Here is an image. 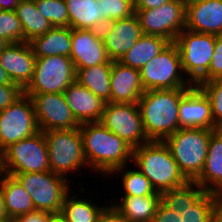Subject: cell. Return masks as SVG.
Instances as JSON below:
<instances>
[{
	"instance_id": "cell-1",
	"label": "cell",
	"mask_w": 222,
	"mask_h": 222,
	"mask_svg": "<svg viewBox=\"0 0 222 222\" xmlns=\"http://www.w3.org/2000/svg\"><path fill=\"white\" fill-rule=\"evenodd\" d=\"M80 132L89 168L110 175L132 160L133 148L99 121L80 124Z\"/></svg>"
},
{
	"instance_id": "cell-2",
	"label": "cell",
	"mask_w": 222,
	"mask_h": 222,
	"mask_svg": "<svg viewBox=\"0 0 222 222\" xmlns=\"http://www.w3.org/2000/svg\"><path fill=\"white\" fill-rule=\"evenodd\" d=\"M190 88L144 91L137 102L149 141H164L180 129L179 101Z\"/></svg>"
},
{
	"instance_id": "cell-3",
	"label": "cell",
	"mask_w": 222,
	"mask_h": 222,
	"mask_svg": "<svg viewBox=\"0 0 222 222\" xmlns=\"http://www.w3.org/2000/svg\"><path fill=\"white\" fill-rule=\"evenodd\" d=\"M131 161L157 192L163 193L188 182L163 141H148L134 148Z\"/></svg>"
},
{
	"instance_id": "cell-4",
	"label": "cell",
	"mask_w": 222,
	"mask_h": 222,
	"mask_svg": "<svg viewBox=\"0 0 222 222\" xmlns=\"http://www.w3.org/2000/svg\"><path fill=\"white\" fill-rule=\"evenodd\" d=\"M214 130L180 128L163 141L188 181H195L203 171L209 139Z\"/></svg>"
},
{
	"instance_id": "cell-5",
	"label": "cell",
	"mask_w": 222,
	"mask_h": 222,
	"mask_svg": "<svg viewBox=\"0 0 222 222\" xmlns=\"http://www.w3.org/2000/svg\"><path fill=\"white\" fill-rule=\"evenodd\" d=\"M221 201V195L206 192L195 181L162 193V202L181 215V222H211L213 211Z\"/></svg>"
},
{
	"instance_id": "cell-6",
	"label": "cell",
	"mask_w": 222,
	"mask_h": 222,
	"mask_svg": "<svg viewBox=\"0 0 222 222\" xmlns=\"http://www.w3.org/2000/svg\"><path fill=\"white\" fill-rule=\"evenodd\" d=\"M0 171L11 176L17 173L50 171L43 131L5 148L0 153Z\"/></svg>"
},
{
	"instance_id": "cell-7",
	"label": "cell",
	"mask_w": 222,
	"mask_h": 222,
	"mask_svg": "<svg viewBox=\"0 0 222 222\" xmlns=\"http://www.w3.org/2000/svg\"><path fill=\"white\" fill-rule=\"evenodd\" d=\"M43 134L50 170L53 173L68 179V172L88 166L83 152L80 128L47 130L43 131Z\"/></svg>"
},
{
	"instance_id": "cell-8",
	"label": "cell",
	"mask_w": 222,
	"mask_h": 222,
	"mask_svg": "<svg viewBox=\"0 0 222 222\" xmlns=\"http://www.w3.org/2000/svg\"><path fill=\"white\" fill-rule=\"evenodd\" d=\"M183 72L193 85L208 81L209 64L214 54L215 35L197 33L187 29L176 37Z\"/></svg>"
},
{
	"instance_id": "cell-9",
	"label": "cell",
	"mask_w": 222,
	"mask_h": 222,
	"mask_svg": "<svg viewBox=\"0 0 222 222\" xmlns=\"http://www.w3.org/2000/svg\"><path fill=\"white\" fill-rule=\"evenodd\" d=\"M180 71H183L180 52L172 42L140 70L144 90L191 88L193 84Z\"/></svg>"
},
{
	"instance_id": "cell-10",
	"label": "cell",
	"mask_w": 222,
	"mask_h": 222,
	"mask_svg": "<svg viewBox=\"0 0 222 222\" xmlns=\"http://www.w3.org/2000/svg\"><path fill=\"white\" fill-rule=\"evenodd\" d=\"M14 177L31 196L36 210L49 213L61 211L64 198L70 192L67 178L50 171L17 173Z\"/></svg>"
},
{
	"instance_id": "cell-11",
	"label": "cell",
	"mask_w": 222,
	"mask_h": 222,
	"mask_svg": "<svg viewBox=\"0 0 222 222\" xmlns=\"http://www.w3.org/2000/svg\"><path fill=\"white\" fill-rule=\"evenodd\" d=\"M76 81V70L68 56L38 57L33 77L24 94L63 93Z\"/></svg>"
},
{
	"instance_id": "cell-12",
	"label": "cell",
	"mask_w": 222,
	"mask_h": 222,
	"mask_svg": "<svg viewBox=\"0 0 222 222\" xmlns=\"http://www.w3.org/2000/svg\"><path fill=\"white\" fill-rule=\"evenodd\" d=\"M187 0H171L154 9H134L143 34L160 36L170 43L185 29Z\"/></svg>"
},
{
	"instance_id": "cell-13",
	"label": "cell",
	"mask_w": 222,
	"mask_h": 222,
	"mask_svg": "<svg viewBox=\"0 0 222 222\" xmlns=\"http://www.w3.org/2000/svg\"><path fill=\"white\" fill-rule=\"evenodd\" d=\"M39 132L34 105L30 96L22 94L0 111V153L9 145Z\"/></svg>"
},
{
	"instance_id": "cell-14",
	"label": "cell",
	"mask_w": 222,
	"mask_h": 222,
	"mask_svg": "<svg viewBox=\"0 0 222 222\" xmlns=\"http://www.w3.org/2000/svg\"><path fill=\"white\" fill-rule=\"evenodd\" d=\"M99 122L133 149L149 141L136 103L107 102Z\"/></svg>"
},
{
	"instance_id": "cell-15",
	"label": "cell",
	"mask_w": 222,
	"mask_h": 222,
	"mask_svg": "<svg viewBox=\"0 0 222 222\" xmlns=\"http://www.w3.org/2000/svg\"><path fill=\"white\" fill-rule=\"evenodd\" d=\"M26 95L33 101L39 131L80 128L63 93Z\"/></svg>"
},
{
	"instance_id": "cell-16",
	"label": "cell",
	"mask_w": 222,
	"mask_h": 222,
	"mask_svg": "<svg viewBox=\"0 0 222 222\" xmlns=\"http://www.w3.org/2000/svg\"><path fill=\"white\" fill-rule=\"evenodd\" d=\"M100 33L107 54L113 61H119L144 35L136 14L109 22Z\"/></svg>"
},
{
	"instance_id": "cell-17",
	"label": "cell",
	"mask_w": 222,
	"mask_h": 222,
	"mask_svg": "<svg viewBox=\"0 0 222 222\" xmlns=\"http://www.w3.org/2000/svg\"><path fill=\"white\" fill-rule=\"evenodd\" d=\"M70 58L75 69L113 63L107 54L100 31L72 28Z\"/></svg>"
},
{
	"instance_id": "cell-18",
	"label": "cell",
	"mask_w": 222,
	"mask_h": 222,
	"mask_svg": "<svg viewBox=\"0 0 222 222\" xmlns=\"http://www.w3.org/2000/svg\"><path fill=\"white\" fill-rule=\"evenodd\" d=\"M36 57L29 42L9 43L0 51V65L12 83L24 90L30 83L35 69Z\"/></svg>"
},
{
	"instance_id": "cell-19",
	"label": "cell",
	"mask_w": 222,
	"mask_h": 222,
	"mask_svg": "<svg viewBox=\"0 0 222 222\" xmlns=\"http://www.w3.org/2000/svg\"><path fill=\"white\" fill-rule=\"evenodd\" d=\"M185 29L222 36V0H187Z\"/></svg>"
},
{
	"instance_id": "cell-20",
	"label": "cell",
	"mask_w": 222,
	"mask_h": 222,
	"mask_svg": "<svg viewBox=\"0 0 222 222\" xmlns=\"http://www.w3.org/2000/svg\"><path fill=\"white\" fill-rule=\"evenodd\" d=\"M180 128L215 129L211 102L204 91L193 85L179 101Z\"/></svg>"
},
{
	"instance_id": "cell-21",
	"label": "cell",
	"mask_w": 222,
	"mask_h": 222,
	"mask_svg": "<svg viewBox=\"0 0 222 222\" xmlns=\"http://www.w3.org/2000/svg\"><path fill=\"white\" fill-rule=\"evenodd\" d=\"M111 103H136L142 96L144 87L140 70L113 61L111 67Z\"/></svg>"
},
{
	"instance_id": "cell-22",
	"label": "cell",
	"mask_w": 222,
	"mask_h": 222,
	"mask_svg": "<svg viewBox=\"0 0 222 222\" xmlns=\"http://www.w3.org/2000/svg\"><path fill=\"white\" fill-rule=\"evenodd\" d=\"M63 94L79 124L100 121L106 102L89 89L75 81Z\"/></svg>"
},
{
	"instance_id": "cell-23",
	"label": "cell",
	"mask_w": 222,
	"mask_h": 222,
	"mask_svg": "<svg viewBox=\"0 0 222 222\" xmlns=\"http://www.w3.org/2000/svg\"><path fill=\"white\" fill-rule=\"evenodd\" d=\"M195 182L206 192L222 196V129L211 133L206 162Z\"/></svg>"
},
{
	"instance_id": "cell-24",
	"label": "cell",
	"mask_w": 222,
	"mask_h": 222,
	"mask_svg": "<svg viewBox=\"0 0 222 222\" xmlns=\"http://www.w3.org/2000/svg\"><path fill=\"white\" fill-rule=\"evenodd\" d=\"M71 40V27H52L45 34L33 38L29 44L36 58L57 55L70 57Z\"/></svg>"
},
{
	"instance_id": "cell-25",
	"label": "cell",
	"mask_w": 222,
	"mask_h": 222,
	"mask_svg": "<svg viewBox=\"0 0 222 222\" xmlns=\"http://www.w3.org/2000/svg\"><path fill=\"white\" fill-rule=\"evenodd\" d=\"M3 175V176H2ZM0 187L4 198L6 212L10 219L35 210L31 196L14 177L0 172Z\"/></svg>"
},
{
	"instance_id": "cell-26",
	"label": "cell",
	"mask_w": 222,
	"mask_h": 222,
	"mask_svg": "<svg viewBox=\"0 0 222 222\" xmlns=\"http://www.w3.org/2000/svg\"><path fill=\"white\" fill-rule=\"evenodd\" d=\"M161 201L162 194L123 196L122 200L115 202L113 206L129 222H151Z\"/></svg>"
},
{
	"instance_id": "cell-27",
	"label": "cell",
	"mask_w": 222,
	"mask_h": 222,
	"mask_svg": "<svg viewBox=\"0 0 222 222\" xmlns=\"http://www.w3.org/2000/svg\"><path fill=\"white\" fill-rule=\"evenodd\" d=\"M65 3L69 15V27L96 31L104 27L101 23L98 0H65Z\"/></svg>"
},
{
	"instance_id": "cell-28",
	"label": "cell",
	"mask_w": 222,
	"mask_h": 222,
	"mask_svg": "<svg viewBox=\"0 0 222 222\" xmlns=\"http://www.w3.org/2000/svg\"><path fill=\"white\" fill-rule=\"evenodd\" d=\"M113 63H101L92 67L77 68L76 81L89 89L104 102H111V67Z\"/></svg>"
},
{
	"instance_id": "cell-29",
	"label": "cell",
	"mask_w": 222,
	"mask_h": 222,
	"mask_svg": "<svg viewBox=\"0 0 222 222\" xmlns=\"http://www.w3.org/2000/svg\"><path fill=\"white\" fill-rule=\"evenodd\" d=\"M170 42L160 36L143 35L119 60L123 65L141 70L142 67L161 53Z\"/></svg>"
},
{
	"instance_id": "cell-30",
	"label": "cell",
	"mask_w": 222,
	"mask_h": 222,
	"mask_svg": "<svg viewBox=\"0 0 222 222\" xmlns=\"http://www.w3.org/2000/svg\"><path fill=\"white\" fill-rule=\"evenodd\" d=\"M15 13L22 25L24 42H30L53 27L49 20L38 11L35 1L21 0Z\"/></svg>"
},
{
	"instance_id": "cell-31",
	"label": "cell",
	"mask_w": 222,
	"mask_h": 222,
	"mask_svg": "<svg viewBox=\"0 0 222 222\" xmlns=\"http://www.w3.org/2000/svg\"><path fill=\"white\" fill-rule=\"evenodd\" d=\"M91 202L92 200L88 198L78 199L74 195L70 198L68 193L60 212L67 222H97L98 216L105 206H98Z\"/></svg>"
},
{
	"instance_id": "cell-32",
	"label": "cell",
	"mask_w": 222,
	"mask_h": 222,
	"mask_svg": "<svg viewBox=\"0 0 222 222\" xmlns=\"http://www.w3.org/2000/svg\"><path fill=\"white\" fill-rule=\"evenodd\" d=\"M126 165L114 170L110 175L121 173L124 171L122 176L123 189L125 191L124 196H148L153 194H162L157 192L152 186L150 180L138 170H124Z\"/></svg>"
},
{
	"instance_id": "cell-33",
	"label": "cell",
	"mask_w": 222,
	"mask_h": 222,
	"mask_svg": "<svg viewBox=\"0 0 222 222\" xmlns=\"http://www.w3.org/2000/svg\"><path fill=\"white\" fill-rule=\"evenodd\" d=\"M35 5L53 27H69V15L65 0H35Z\"/></svg>"
},
{
	"instance_id": "cell-34",
	"label": "cell",
	"mask_w": 222,
	"mask_h": 222,
	"mask_svg": "<svg viewBox=\"0 0 222 222\" xmlns=\"http://www.w3.org/2000/svg\"><path fill=\"white\" fill-rule=\"evenodd\" d=\"M101 8V23L124 19L135 14L134 0H98Z\"/></svg>"
},
{
	"instance_id": "cell-35",
	"label": "cell",
	"mask_w": 222,
	"mask_h": 222,
	"mask_svg": "<svg viewBox=\"0 0 222 222\" xmlns=\"http://www.w3.org/2000/svg\"><path fill=\"white\" fill-rule=\"evenodd\" d=\"M211 102L215 130L222 129V79H212L199 83Z\"/></svg>"
},
{
	"instance_id": "cell-36",
	"label": "cell",
	"mask_w": 222,
	"mask_h": 222,
	"mask_svg": "<svg viewBox=\"0 0 222 222\" xmlns=\"http://www.w3.org/2000/svg\"><path fill=\"white\" fill-rule=\"evenodd\" d=\"M0 37L9 43L24 42L22 25L15 11L0 10Z\"/></svg>"
},
{
	"instance_id": "cell-37",
	"label": "cell",
	"mask_w": 222,
	"mask_h": 222,
	"mask_svg": "<svg viewBox=\"0 0 222 222\" xmlns=\"http://www.w3.org/2000/svg\"><path fill=\"white\" fill-rule=\"evenodd\" d=\"M212 79H222V36H215L214 54L208 70V81Z\"/></svg>"
},
{
	"instance_id": "cell-38",
	"label": "cell",
	"mask_w": 222,
	"mask_h": 222,
	"mask_svg": "<svg viewBox=\"0 0 222 222\" xmlns=\"http://www.w3.org/2000/svg\"><path fill=\"white\" fill-rule=\"evenodd\" d=\"M23 94L18 85H0V111L10 106Z\"/></svg>"
},
{
	"instance_id": "cell-39",
	"label": "cell",
	"mask_w": 222,
	"mask_h": 222,
	"mask_svg": "<svg viewBox=\"0 0 222 222\" xmlns=\"http://www.w3.org/2000/svg\"><path fill=\"white\" fill-rule=\"evenodd\" d=\"M151 222H181V215L161 201Z\"/></svg>"
},
{
	"instance_id": "cell-40",
	"label": "cell",
	"mask_w": 222,
	"mask_h": 222,
	"mask_svg": "<svg viewBox=\"0 0 222 222\" xmlns=\"http://www.w3.org/2000/svg\"><path fill=\"white\" fill-rule=\"evenodd\" d=\"M97 222H129L113 205L106 206L99 214Z\"/></svg>"
},
{
	"instance_id": "cell-41",
	"label": "cell",
	"mask_w": 222,
	"mask_h": 222,
	"mask_svg": "<svg viewBox=\"0 0 222 222\" xmlns=\"http://www.w3.org/2000/svg\"><path fill=\"white\" fill-rule=\"evenodd\" d=\"M51 214L52 213L35 209L26 214L19 215L15 220L17 222H47Z\"/></svg>"
},
{
	"instance_id": "cell-42",
	"label": "cell",
	"mask_w": 222,
	"mask_h": 222,
	"mask_svg": "<svg viewBox=\"0 0 222 222\" xmlns=\"http://www.w3.org/2000/svg\"><path fill=\"white\" fill-rule=\"evenodd\" d=\"M171 0H134V9H154Z\"/></svg>"
},
{
	"instance_id": "cell-43",
	"label": "cell",
	"mask_w": 222,
	"mask_h": 222,
	"mask_svg": "<svg viewBox=\"0 0 222 222\" xmlns=\"http://www.w3.org/2000/svg\"><path fill=\"white\" fill-rule=\"evenodd\" d=\"M21 0H0V10L15 11Z\"/></svg>"
},
{
	"instance_id": "cell-44",
	"label": "cell",
	"mask_w": 222,
	"mask_h": 222,
	"mask_svg": "<svg viewBox=\"0 0 222 222\" xmlns=\"http://www.w3.org/2000/svg\"><path fill=\"white\" fill-rule=\"evenodd\" d=\"M8 220H10V218L6 212L4 198L0 187V222H5Z\"/></svg>"
},
{
	"instance_id": "cell-45",
	"label": "cell",
	"mask_w": 222,
	"mask_h": 222,
	"mask_svg": "<svg viewBox=\"0 0 222 222\" xmlns=\"http://www.w3.org/2000/svg\"><path fill=\"white\" fill-rule=\"evenodd\" d=\"M211 222H222V201L214 209Z\"/></svg>"
},
{
	"instance_id": "cell-46",
	"label": "cell",
	"mask_w": 222,
	"mask_h": 222,
	"mask_svg": "<svg viewBox=\"0 0 222 222\" xmlns=\"http://www.w3.org/2000/svg\"><path fill=\"white\" fill-rule=\"evenodd\" d=\"M0 85H17L12 83L7 72L0 65Z\"/></svg>"
},
{
	"instance_id": "cell-47",
	"label": "cell",
	"mask_w": 222,
	"mask_h": 222,
	"mask_svg": "<svg viewBox=\"0 0 222 222\" xmlns=\"http://www.w3.org/2000/svg\"><path fill=\"white\" fill-rule=\"evenodd\" d=\"M47 222H67V220L65 219V217L61 214V212L59 213H52Z\"/></svg>"
},
{
	"instance_id": "cell-48",
	"label": "cell",
	"mask_w": 222,
	"mask_h": 222,
	"mask_svg": "<svg viewBox=\"0 0 222 222\" xmlns=\"http://www.w3.org/2000/svg\"><path fill=\"white\" fill-rule=\"evenodd\" d=\"M9 44V42L7 40H5L4 38L0 37V51L6 47Z\"/></svg>"
},
{
	"instance_id": "cell-49",
	"label": "cell",
	"mask_w": 222,
	"mask_h": 222,
	"mask_svg": "<svg viewBox=\"0 0 222 222\" xmlns=\"http://www.w3.org/2000/svg\"><path fill=\"white\" fill-rule=\"evenodd\" d=\"M5 222H17L15 219H10L8 221H5Z\"/></svg>"
}]
</instances>
